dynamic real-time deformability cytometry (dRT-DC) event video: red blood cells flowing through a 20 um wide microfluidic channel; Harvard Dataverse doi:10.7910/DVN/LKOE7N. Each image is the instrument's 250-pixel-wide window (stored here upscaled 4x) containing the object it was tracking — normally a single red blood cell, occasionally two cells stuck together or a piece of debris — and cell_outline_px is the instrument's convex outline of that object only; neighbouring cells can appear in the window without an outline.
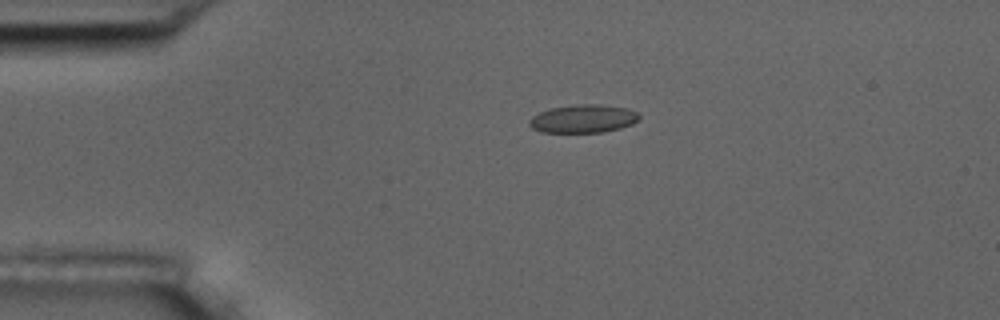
{"species": "common noctule bat (a hibernating species)", "species_latin": "Nyctalus noctula", "temperature_condition": "room temperature", "stored_images_in_passage": 45, "camera_frame_rate_fps": 3000, "um_per_image_px": 0.085, "animal": {"sex": "male", "body_mass_g": 17.5, "forearm_length_mm": 52.3}, "frame": {"image": 1, "passage_image": 3, "time_ms": 0.667, "image_size_px": [1000, 320], "cell_outline_px": [[640, 120], [632, 124], [620, 128], [604, 132], [540, 132], [532, 128], [528, 124], [528, 120], [532, 116], [540, 112], [552, 108], [580, 104], [596, 104], [628, 108], [636, 112], [640, 116]], "centroid_in_image_um": [49.58, 10.1], "position_along_channel_um": 35.4, "area_um2": 18.03}}
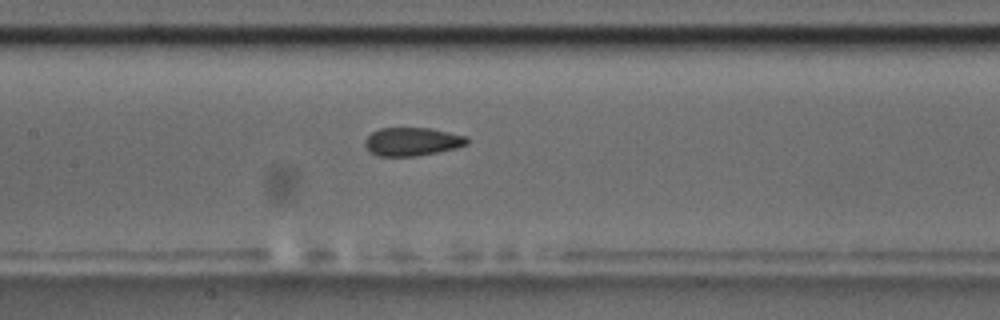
{"frame": {"image": 2, "passage_image": 17, "time_ms": 5.333, "image_size_px": [1000, 320], "cell_outline_px": [[468, 144], [436, 152], [416, 156], [380, 156], [372, 152], [364, 144], [364, 140], [372, 132], [380, 128], [432, 128], [468, 136]], "centroid_in_image_um": [35.04, 12.02], "position_along_channel_um": 172.4, "area_um2": 16.7}}
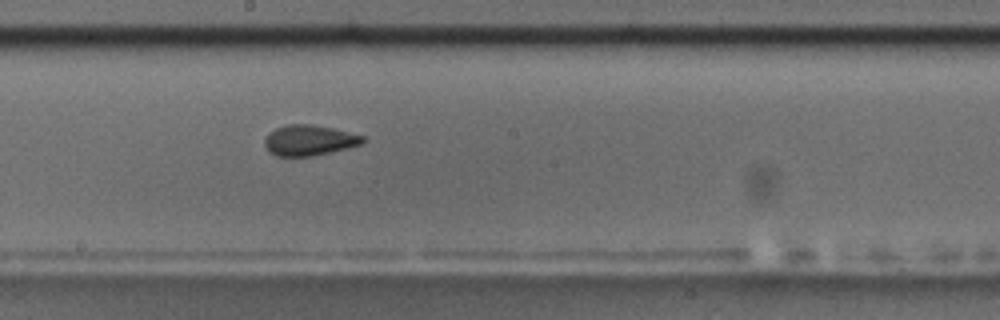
{"frame": {"image": 3, "passage_image": 21, "time_ms": 6.667, "image_size_px": [1000, 320], "cell_outline_px": [[364, 140], [360, 144], [312, 156], [276, 156], [268, 152], [264, 144], [264, 140], [276, 128], [288, 124], [312, 124], [332, 128], [364, 136]], "centroid_in_image_um": [26.23, 11.92], "position_along_channel_um": 222.0, "area_um2": 17.11}, "authors_computed_cell_mechanics": {"area_um2": 17.4556, "velocity_mm_per_s": 3.7321, "shape_relaxation_time_tau1_ms": 11.0276, "shape_relaxation_time_tau2_ms": 1.8001, "deformation_change_tau1": 0.181, "deformation_change_tau2": 0.0803}}